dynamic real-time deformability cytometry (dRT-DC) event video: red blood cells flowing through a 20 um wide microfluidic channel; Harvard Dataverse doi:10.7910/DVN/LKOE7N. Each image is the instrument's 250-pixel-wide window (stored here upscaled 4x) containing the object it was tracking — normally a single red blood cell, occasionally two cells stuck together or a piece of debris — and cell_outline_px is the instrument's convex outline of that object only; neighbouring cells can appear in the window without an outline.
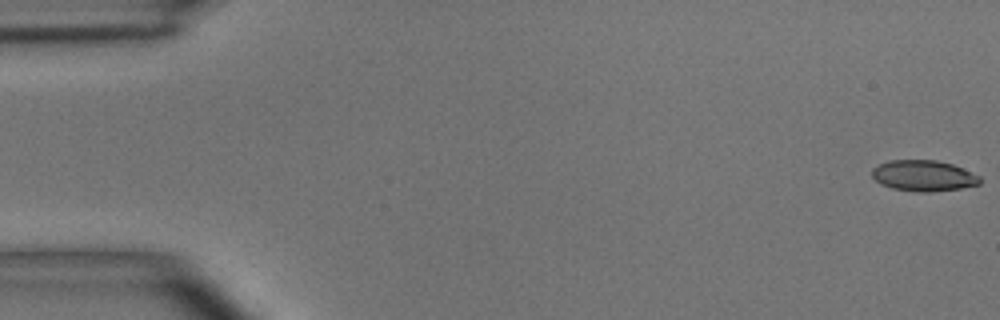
{"species": "common noctule bat (a hibernating species)", "species_latin": "Nyctalus noctula", "temperature_condition": "room temperature", "stored_images_in_passage": 4, "camera_frame_rate_fps": 3000, "um_per_image_px": 0.085, "animal": {"sex": "male", "body_mass_g": 15.6}, "frame": {"image": 1, "passage_image": 1, "time_ms": 0.0, "image_size_px": [1000, 320], "cell_outline_px": [[980, 184], [960, 188], [932, 192], [920, 192], [892, 188], [880, 184], [872, 176], [872, 168], [888, 160], [936, 160], [952, 164], [980, 176]], "centroid_in_image_um": [78.48, 14.93], "position_along_channel_um": 6.5, "area_um2": 19.36}}
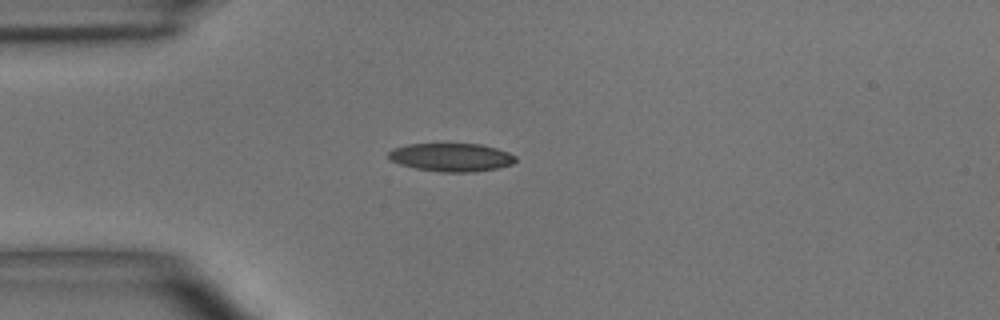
{"frame": {"image": 2, "passage_image": 4, "time_ms": 4.333, "image_size_px": [1000, 320], "cell_outline_px": [[516, 160], [512, 164], [496, 168], [476, 172], [440, 172], [416, 168], [400, 164], [392, 160], [388, 156], [388, 152], [392, 148], [408, 144], [480, 144], [496, 148], [508, 152], [516, 156]], "centroid_in_image_um": [38.36, 13.37], "position_along_channel_um": 46.6, "area_um2": 20.87}}